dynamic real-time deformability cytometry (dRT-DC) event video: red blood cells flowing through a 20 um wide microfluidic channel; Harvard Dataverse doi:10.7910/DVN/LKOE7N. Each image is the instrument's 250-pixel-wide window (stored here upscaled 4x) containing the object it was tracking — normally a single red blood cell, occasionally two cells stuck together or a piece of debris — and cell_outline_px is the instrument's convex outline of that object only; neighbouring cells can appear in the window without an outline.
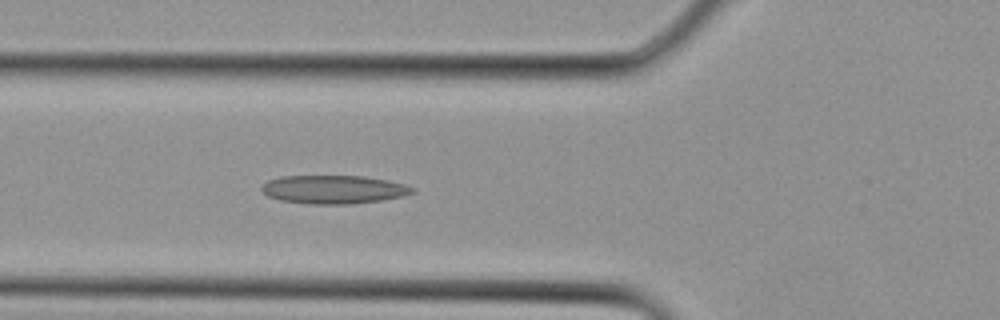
{"species": "Egyptian fruit bat (a non-hibernating species)", "species_latin": "Rousettus aegyptiacus", "temperature_condition": "cold", "stored_images_in_passage": 10, "camera_frame_rate_fps": 3000, "um_per_image_px": 0.085, "animal": {"sex": "female"}, "frame": {"image": 1, "passage_image": 10, "time_ms": 3.0, "image_size_px": [1000, 320], "cell_outline_px": [[416, 192], [404, 196], [384, 200], [352, 204], [308, 204], [280, 200], [268, 196], [260, 188], [268, 180], [284, 176], [364, 176], [388, 180], [404, 184], [416, 188]], "centroid_in_image_um": [28.42, 16.11], "position_along_channel_um": 97.4, "area_um2": 25.14}}